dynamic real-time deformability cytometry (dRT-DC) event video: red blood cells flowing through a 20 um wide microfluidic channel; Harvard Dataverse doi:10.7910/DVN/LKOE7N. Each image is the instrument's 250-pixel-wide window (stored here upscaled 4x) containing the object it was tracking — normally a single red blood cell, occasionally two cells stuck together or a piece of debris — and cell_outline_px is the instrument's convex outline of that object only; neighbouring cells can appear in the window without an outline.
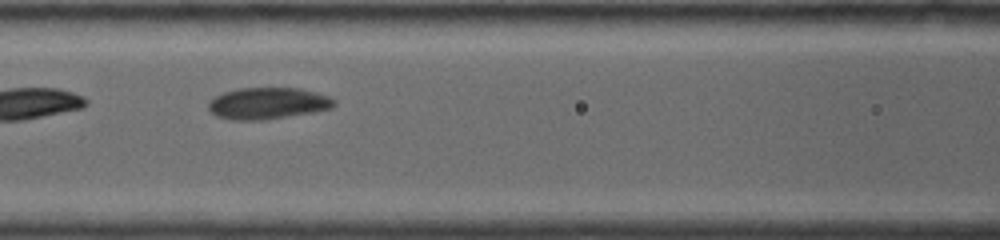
{"species": "common noctule bat (a hibernating species)", "species_latin": "Nyctalus noctula", "temperature_condition": "warm", "stored_images_in_passage": 38, "camera_frame_rate_fps": 5000, "um_per_image_px": 0.085, "animal": {"sex": "female", "body_mass_g": 19.0, "forearm_length_mm": 53.3}, "frame": {"image": 1, "passage_image": 12, "time_ms": 2.2, "image_size_px": [1000, 240], "cell_outline_px": [[336, 104], [332, 108], [312, 112], [288, 116], [260, 120], [232, 120], [216, 116], [208, 108], [208, 100], [224, 92], [236, 88], [300, 88], [328, 96], [336, 100]], "centroid_in_image_um": [22.74, 8.78], "position_along_channel_um": 143.9, "area_um2": 23.12}}
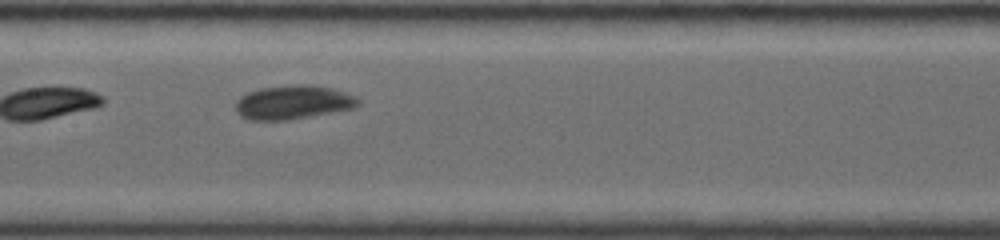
{"frame": {"image": 2, "passage_image": 17, "time_ms": 3.2, "image_size_px": [1000, 240], "cell_outline_px": [[360, 104], [352, 108], [288, 120], [252, 120], [240, 116], [236, 112], [236, 100], [240, 96], [248, 92], [260, 88], [296, 84], [308, 84], [332, 88], [344, 92], [360, 100]], "centroid_in_image_um": [24.86, 8.69], "position_along_channel_um": 182.5, "area_um2": 24.04}}